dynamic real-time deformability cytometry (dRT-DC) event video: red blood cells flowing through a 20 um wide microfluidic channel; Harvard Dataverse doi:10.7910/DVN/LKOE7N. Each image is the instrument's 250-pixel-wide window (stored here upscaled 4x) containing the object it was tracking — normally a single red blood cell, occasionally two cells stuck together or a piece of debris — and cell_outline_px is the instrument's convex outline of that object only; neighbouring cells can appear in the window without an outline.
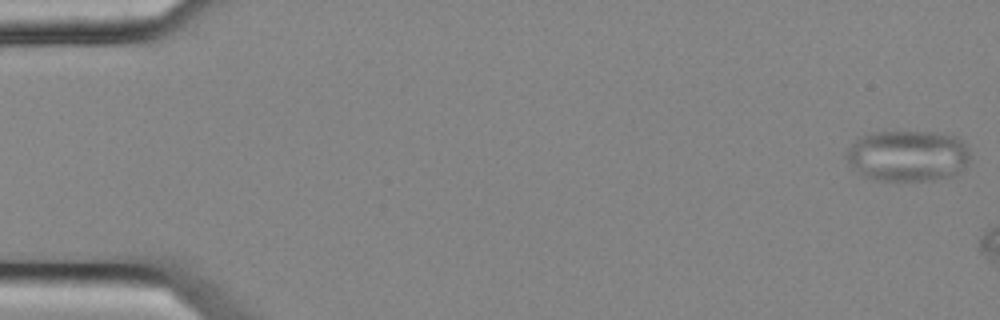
{"species": "common noctule bat (a hibernating species)", "species_latin": "Nyctalus noctula", "temperature_condition": "cold", "stored_images_in_passage": 8, "camera_frame_rate_fps": 3000, "um_per_image_px": 0.085, "animal": {"sex": "female", "body_mass_g": 25.1}, "frame": {"image": 1, "passage_image": 1, "time_ms": 0.0, "image_size_px": [1000, 320], "cell_outline_px": [[968, 160], [964, 168], [960, 172], [952, 176], [928, 180], [876, 180], [864, 176], [852, 168], [848, 164], [844, 156], [848, 148], [856, 136], [872, 132], [932, 132], [956, 136], [968, 148]], "centroid_in_image_um": [77.09, 13.23], "position_along_channel_um": 7.9, "area_um2": 37.11}}